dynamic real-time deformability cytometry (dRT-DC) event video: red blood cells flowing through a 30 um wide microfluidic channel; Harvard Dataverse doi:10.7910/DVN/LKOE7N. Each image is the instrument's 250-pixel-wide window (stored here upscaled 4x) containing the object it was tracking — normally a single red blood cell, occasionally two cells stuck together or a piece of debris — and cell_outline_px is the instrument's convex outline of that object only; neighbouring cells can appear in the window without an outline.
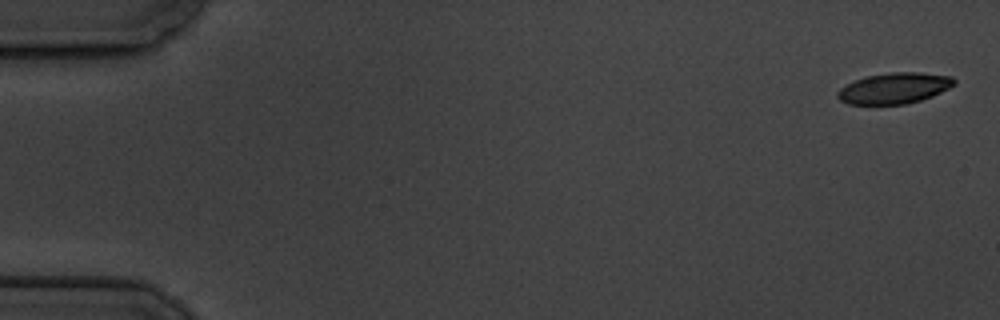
{"species": "common noctule bat (a hibernating species)", "species_latin": "Nyctalus noctula", "temperature_condition": "cold", "stored_images_in_passage": 6, "segment_of_instrument_passage": [1, 2], "camera_frame_rate_fps": 3000, "um_per_image_px": 0.085, "animal": {"sex": "male", "body_mass_g": 19.5, "forearm_length_mm": 54.6}, "frame": {"image": 1, "passage_image": 1, "time_ms": 0.0, "image_size_px": [1000, 320], "cell_outline_px": [[956, 84], [932, 96], [908, 104], [848, 104], [840, 100], [836, 96], [836, 92], [840, 88], [864, 76], [892, 72], [920, 72], [952, 76], [956, 80]], "centroid_in_image_um": [76.02, 7.49], "position_along_channel_um": 9.0, "area_um2": 21.04}}
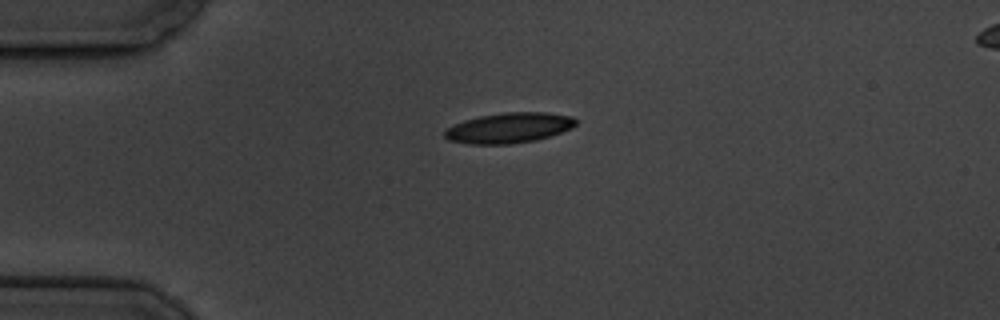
{"frame": {"image": 2, "passage_image": 4, "time_ms": 4.333, "image_size_px": [1000, 320], "cell_outline_px": [[576, 124], [572, 128], [536, 140], [508, 144], [468, 144], [448, 140], [444, 136], [444, 128], [452, 124], [464, 120], [480, 116], [504, 112], [548, 112], [572, 116], [576, 120]], "centroid_in_image_um": [43.22, 10.86], "position_along_channel_um": 41.8, "area_um2": 23.29}}